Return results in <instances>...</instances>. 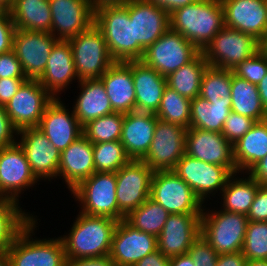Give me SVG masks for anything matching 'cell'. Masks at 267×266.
Segmentation results:
<instances>
[{"label":"cell","instance_id":"cell-1","mask_svg":"<svg viewBox=\"0 0 267 266\" xmlns=\"http://www.w3.org/2000/svg\"><path fill=\"white\" fill-rule=\"evenodd\" d=\"M118 222L109 217L87 215L79 211L70 225L69 233L60 236L66 259L109 255Z\"/></svg>","mask_w":267,"mask_h":266},{"label":"cell","instance_id":"cell-2","mask_svg":"<svg viewBox=\"0 0 267 266\" xmlns=\"http://www.w3.org/2000/svg\"><path fill=\"white\" fill-rule=\"evenodd\" d=\"M224 26L220 0H198L170 14V28L184 36L200 52Z\"/></svg>","mask_w":267,"mask_h":266},{"label":"cell","instance_id":"cell-3","mask_svg":"<svg viewBox=\"0 0 267 266\" xmlns=\"http://www.w3.org/2000/svg\"><path fill=\"white\" fill-rule=\"evenodd\" d=\"M35 215L17 234L7 255L11 266H66L61 238H36L38 219ZM35 236L34 238L32 236Z\"/></svg>","mask_w":267,"mask_h":266},{"label":"cell","instance_id":"cell-4","mask_svg":"<svg viewBox=\"0 0 267 266\" xmlns=\"http://www.w3.org/2000/svg\"><path fill=\"white\" fill-rule=\"evenodd\" d=\"M204 204L201 222L200 235L218 255L241 252L245 240V233L248 225V218L245 214H238L225 211L221 208L210 210Z\"/></svg>","mask_w":267,"mask_h":266},{"label":"cell","instance_id":"cell-5","mask_svg":"<svg viewBox=\"0 0 267 266\" xmlns=\"http://www.w3.org/2000/svg\"><path fill=\"white\" fill-rule=\"evenodd\" d=\"M94 25L103 34L115 62L134 61L133 22L129 5H106L94 11Z\"/></svg>","mask_w":267,"mask_h":266},{"label":"cell","instance_id":"cell-6","mask_svg":"<svg viewBox=\"0 0 267 266\" xmlns=\"http://www.w3.org/2000/svg\"><path fill=\"white\" fill-rule=\"evenodd\" d=\"M116 184V172H95L69 193L79 203L80 212L120 221L125 216L118 209Z\"/></svg>","mask_w":267,"mask_h":266},{"label":"cell","instance_id":"cell-7","mask_svg":"<svg viewBox=\"0 0 267 266\" xmlns=\"http://www.w3.org/2000/svg\"><path fill=\"white\" fill-rule=\"evenodd\" d=\"M262 48L263 44L254 36L224 26L202 53L209 66L233 70Z\"/></svg>","mask_w":267,"mask_h":266},{"label":"cell","instance_id":"cell-8","mask_svg":"<svg viewBox=\"0 0 267 266\" xmlns=\"http://www.w3.org/2000/svg\"><path fill=\"white\" fill-rule=\"evenodd\" d=\"M71 46L78 80L99 79L115 62L103 34L93 24L67 40Z\"/></svg>","mask_w":267,"mask_h":266},{"label":"cell","instance_id":"cell-9","mask_svg":"<svg viewBox=\"0 0 267 266\" xmlns=\"http://www.w3.org/2000/svg\"><path fill=\"white\" fill-rule=\"evenodd\" d=\"M150 198L169 214H202L203 203L172 170L154 171Z\"/></svg>","mask_w":267,"mask_h":266},{"label":"cell","instance_id":"cell-10","mask_svg":"<svg viewBox=\"0 0 267 266\" xmlns=\"http://www.w3.org/2000/svg\"><path fill=\"white\" fill-rule=\"evenodd\" d=\"M200 51L180 33L169 28L144 52L142 61L162 76L192 61Z\"/></svg>","mask_w":267,"mask_h":266},{"label":"cell","instance_id":"cell-11","mask_svg":"<svg viewBox=\"0 0 267 266\" xmlns=\"http://www.w3.org/2000/svg\"><path fill=\"white\" fill-rule=\"evenodd\" d=\"M172 171L190 186L203 204L208 203V199L213 200L211 197H215L218 191L221 194L233 175L227 167L206 163L187 154L183 155Z\"/></svg>","mask_w":267,"mask_h":266},{"label":"cell","instance_id":"cell-12","mask_svg":"<svg viewBox=\"0 0 267 266\" xmlns=\"http://www.w3.org/2000/svg\"><path fill=\"white\" fill-rule=\"evenodd\" d=\"M129 17L133 22L134 61L170 28V14L147 0H130Z\"/></svg>","mask_w":267,"mask_h":266},{"label":"cell","instance_id":"cell-13","mask_svg":"<svg viewBox=\"0 0 267 266\" xmlns=\"http://www.w3.org/2000/svg\"><path fill=\"white\" fill-rule=\"evenodd\" d=\"M187 129L157 119L154 136L142 159L153 171L173 170L185 154Z\"/></svg>","mask_w":267,"mask_h":266},{"label":"cell","instance_id":"cell-14","mask_svg":"<svg viewBox=\"0 0 267 266\" xmlns=\"http://www.w3.org/2000/svg\"><path fill=\"white\" fill-rule=\"evenodd\" d=\"M53 99L38 80L27 79L4 107L11 123L19 131L38 127L46 107Z\"/></svg>","mask_w":267,"mask_h":266},{"label":"cell","instance_id":"cell-15","mask_svg":"<svg viewBox=\"0 0 267 266\" xmlns=\"http://www.w3.org/2000/svg\"><path fill=\"white\" fill-rule=\"evenodd\" d=\"M58 41L51 33L16 28L12 50L27 79L38 80L41 77L51 50Z\"/></svg>","mask_w":267,"mask_h":266},{"label":"cell","instance_id":"cell-16","mask_svg":"<svg viewBox=\"0 0 267 266\" xmlns=\"http://www.w3.org/2000/svg\"><path fill=\"white\" fill-rule=\"evenodd\" d=\"M153 174L142 160H130L116 172L118 209L125 217L150 197Z\"/></svg>","mask_w":267,"mask_h":266},{"label":"cell","instance_id":"cell-17","mask_svg":"<svg viewBox=\"0 0 267 266\" xmlns=\"http://www.w3.org/2000/svg\"><path fill=\"white\" fill-rule=\"evenodd\" d=\"M17 143L24 150L31 172L39 182L58 179L61 153L38 127L19 130Z\"/></svg>","mask_w":267,"mask_h":266},{"label":"cell","instance_id":"cell-18","mask_svg":"<svg viewBox=\"0 0 267 266\" xmlns=\"http://www.w3.org/2000/svg\"><path fill=\"white\" fill-rule=\"evenodd\" d=\"M38 182L18 143L0 149V198L20 203L21 193Z\"/></svg>","mask_w":267,"mask_h":266},{"label":"cell","instance_id":"cell-19","mask_svg":"<svg viewBox=\"0 0 267 266\" xmlns=\"http://www.w3.org/2000/svg\"><path fill=\"white\" fill-rule=\"evenodd\" d=\"M51 34L67 41L94 24V7L89 0H49Z\"/></svg>","mask_w":267,"mask_h":266},{"label":"cell","instance_id":"cell-20","mask_svg":"<svg viewBox=\"0 0 267 266\" xmlns=\"http://www.w3.org/2000/svg\"><path fill=\"white\" fill-rule=\"evenodd\" d=\"M158 250L157 237L120 220L115 228L110 258L116 266H134L146 255Z\"/></svg>","mask_w":267,"mask_h":266},{"label":"cell","instance_id":"cell-21","mask_svg":"<svg viewBox=\"0 0 267 266\" xmlns=\"http://www.w3.org/2000/svg\"><path fill=\"white\" fill-rule=\"evenodd\" d=\"M185 154L238 173L233 158V145L219 132L189 128L186 133Z\"/></svg>","mask_w":267,"mask_h":266},{"label":"cell","instance_id":"cell-22","mask_svg":"<svg viewBox=\"0 0 267 266\" xmlns=\"http://www.w3.org/2000/svg\"><path fill=\"white\" fill-rule=\"evenodd\" d=\"M69 110L61 97L54 98L46 107L38 126L60 153L83 135V126L73 109Z\"/></svg>","mask_w":267,"mask_h":266},{"label":"cell","instance_id":"cell-23","mask_svg":"<svg viewBox=\"0 0 267 266\" xmlns=\"http://www.w3.org/2000/svg\"><path fill=\"white\" fill-rule=\"evenodd\" d=\"M224 25L254 36L262 44L267 39L265 0H220Z\"/></svg>","mask_w":267,"mask_h":266},{"label":"cell","instance_id":"cell-24","mask_svg":"<svg viewBox=\"0 0 267 266\" xmlns=\"http://www.w3.org/2000/svg\"><path fill=\"white\" fill-rule=\"evenodd\" d=\"M202 214H170L157 237L158 250L167 257L186 254L200 235Z\"/></svg>","mask_w":267,"mask_h":266},{"label":"cell","instance_id":"cell-25","mask_svg":"<svg viewBox=\"0 0 267 266\" xmlns=\"http://www.w3.org/2000/svg\"><path fill=\"white\" fill-rule=\"evenodd\" d=\"M73 80L79 82L71 46L68 41L59 40L52 48L45 71L38 81L54 98H60Z\"/></svg>","mask_w":267,"mask_h":266},{"label":"cell","instance_id":"cell-26","mask_svg":"<svg viewBox=\"0 0 267 266\" xmlns=\"http://www.w3.org/2000/svg\"><path fill=\"white\" fill-rule=\"evenodd\" d=\"M95 173L93 144L80 136L61 152L58 167V178L63 179L69 191L82 180Z\"/></svg>","mask_w":267,"mask_h":266},{"label":"cell","instance_id":"cell-27","mask_svg":"<svg viewBox=\"0 0 267 266\" xmlns=\"http://www.w3.org/2000/svg\"><path fill=\"white\" fill-rule=\"evenodd\" d=\"M100 79L114 112L128 114L136 111L132 61L114 62Z\"/></svg>","mask_w":267,"mask_h":266},{"label":"cell","instance_id":"cell-28","mask_svg":"<svg viewBox=\"0 0 267 266\" xmlns=\"http://www.w3.org/2000/svg\"><path fill=\"white\" fill-rule=\"evenodd\" d=\"M157 116L154 113L132 111L124 114L120 142L131 160H142L151 145Z\"/></svg>","mask_w":267,"mask_h":266},{"label":"cell","instance_id":"cell-29","mask_svg":"<svg viewBox=\"0 0 267 266\" xmlns=\"http://www.w3.org/2000/svg\"><path fill=\"white\" fill-rule=\"evenodd\" d=\"M132 75L136 95V111L156 114L167 86L166 77L147 66L142 60L132 61Z\"/></svg>","mask_w":267,"mask_h":266},{"label":"cell","instance_id":"cell-30","mask_svg":"<svg viewBox=\"0 0 267 266\" xmlns=\"http://www.w3.org/2000/svg\"><path fill=\"white\" fill-rule=\"evenodd\" d=\"M77 88H80V92L76 100L74 99L72 109L82 126L91 120L114 113L100 78L81 80Z\"/></svg>","mask_w":267,"mask_h":266},{"label":"cell","instance_id":"cell-31","mask_svg":"<svg viewBox=\"0 0 267 266\" xmlns=\"http://www.w3.org/2000/svg\"><path fill=\"white\" fill-rule=\"evenodd\" d=\"M267 155V119L256 122L235 144L233 158L238 173H247Z\"/></svg>","mask_w":267,"mask_h":266},{"label":"cell","instance_id":"cell-32","mask_svg":"<svg viewBox=\"0 0 267 266\" xmlns=\"http://www.w3.org/2000/svg\"><path fill=\"white\" fill-rule=\"evenodd\" d=\"M7 8L17 29L51 33L49 0H13Z\"/></svg>","mask_w":267,"mask_h":266},{"label":"cell","instance_id":"cell-33","mask_svg":"<svg viewBox=\"0 0 267 266\" xmlns=\"http://www.w3.org/2000/svg\"><path fill=\"white\" fill-rule=\"evenodd\" d=\"M238 174H233L221 191V195H216L222 198L220 199V204L223 203L221 209L247 215L256 196L259 183L248 173H240L241 178Z\"/></svg>","mask_w":267,"mask_h":266},{"label":"cell","instance_id":"cell-34","mask_svg":"<svg viewBox=\"0 0 267 266\" xmlns=\"http://www.w3.org/2000/svg\"><path fill=\"white\" fill-rule=\"evenodd\" d=\"M231 111L250 117L256 122L267 119L258 87L234 74L232 70Z\"/></svg>","mask_w":267,"mask_h":266},{"label":"cell","instance_id":"cell-35","mask_svg":"<svg viewBox=\"0 0 267 266\" xmlns=\"http://www.w3.org/2000/svg\"><path fill=\"white\" fill-rule=\"evenodd\" d=\"M230 112L231 103L212 104L198 95L190 104V128L221 133Z\"/></svg>","mask_w":267,"mask_h":266},{"label":"cell","instance_id":"cell-36","mask_svg":"<svg viewBox=\"0 0 267 266\" xmlns=\"http://www.w3.org/2000/svg\"><path fill=\"white\" fill-rule=\"evenodd\" d=\"M208 66L204 54L200 52L192 61L166 77L167 86L193 100L200 93L201 79Z\"/></svg>","mask_w":267,"mask_h":266},{"label":"cell","instance_id":"cell-37","mask_svg":"<svg viewBox=\"0 0 267 266\" xmlns=\"http://www.w3.org/2000/svg\"><path fill=\"white\" fill-rule=\"evenodd\" d=\"M21 204L0 198V252H6L17 234L34 217ZM31 213V214H30Z\"/></svg>","mask_w":267,"mask_h":266},{"label":"cell","instance_id":"cell-38","mask_svg":"<svg viewBox=\"0 0 267 266\" xmlns=\"http://www.w3.org/2000/svg\"><path fill=\"white\" fill-rule=\"evenodd\" d=\"M169 215L160 204L149 197L124 220L135 229L158 237Z\"/></svg>","mask_w":267,"mask_h":266},{"label":"cell","instance_id":"cell-39","mask_svg":"<svg viewBox=\"0 0 267 266\" xmlns=\"http://www.w3.org/2000/svg\"><path fill=\"white\" fill-rule=\"evenodd\" d=\"M232 70L208 66L201 79L199 96L212 104L231 103Z\"/></svg>","mask_w":267,"mask_h":266},{"label":"cell","instance_id":"cell-40","mask_svg":"<svg viewBox=\"0 0 267 266\" xmlns=\"http://www.w3.org/2000/svg\"><path fill=\"white\" fill-rule=\"evenodd\" d=\"M190 104V99L183 97L174 89L166 86L155 115L159 120L167 123H175L189 129Z\"/></svg>","mask_w":267,"mask_h":266},{"label":"cell","instance_id":"cell-41","mask_svg":"<svg viewBox=\"0 0 267 266\" xmlns=\"http://www.w3.org/2000/svg\"><path fill=\"white\" fill-rule=\"evenodd\" d=\"M124 114L112 113L83 125V135L92 143L120 141Z\"/></svg>","mask_w":267,"mask_h":266},{"label":"cell","instance_id":"cell-42","mask_svg":"<svg viewBox=\"0 0 267 266\" xmlns=\"http://www.w3.org/2000/svg\"><path fill=\"white\" fill-rule=\"evenodd\" d=\"M95 172H117L131 159L120 141L93 144Z\"/></svg>","mask_w":267,"mask_h":266},{"label":"cell","instance_id":"cell-43","mask_svg":"<svg viewBox=\"0 0 267 266\" xmlns=\"http://www.w3.org/2000/svg\"><path fill=\"white\" fill-rule=\"evenodd\" d=\"M242 254L247 260H267V221H249Z\"/></svg>","mask_w":267,"mask_h":266},{"label":"cell","instance_id":"cell-44","mask_svg":"<svg viewBox=\"0 0 267 266\" xmlns=\"http://www.w3.org/2000/svg\"><path fill=\"white\" fill-rule=\"evenodd\" d=\"M233 72L238 77L258 85L267 73V52L262 48L240 63Z\"/></svg>","mask_w":267,"mask_h":266},{"label":"cell","instance_id":"cell-45","mask_svg":"<svg viewBox=\"0 0 267 266\" xmlns=\"http://www.w3.org/2000/svg\"><path fill=\"white\" fill-rule=\"evenodd\" d=\"M255 123L256 121L254 119L231 111L224 123L221 133L233 145L242 138Z\"/></svg>","mask_w":267,"mask_h":266},{"label":"cell","instance_id":"cell-46","mask_svg":"<svg viewBox=\"0 0 267 266\" xmlns=\"http://www.w3.org/2000/svg\"><path fill=\"white\" fill-rule=\"evenodd\" d=\"M195 266H215L218 253L201 235L192 243L188 252Z\"/></svg>","mask_w":267,"mask_h":266},{"label":"cell","instance_id":"cell-47","mask_svg":"<svg viewBox=\"0 0 267 266\" xmlns=\"http://www.w3.org/2000/svg\"><path fill=\"white\" fill-rule=\"evenodd\" d=\"M16 27L7 7L0 8V54L12 50Z\"/></svg>","mask_w":267,"mask_h":266},{"label":"cell","instance_id":"cell-48","mask_svg":"<svg viewBox=\"0 0 267 266\" xmlns=\"http://www.w3.org/2000/svg\"><path fill=\"white\" fill-rule=\"evenodd\" d=\"M246 216L249 221H267V185L259 184L254 201Z\"/></svg>","mask_w":267,"mask_h":266},{"label":"cell","instance_id":"cell-49","mask_svg":"<svg viewBox=\"0 0 267 266\" xmlns=\"http://www.w3.org/2000/svg\"><path fill=\"white\" fill-rule=\"evenodd\" d=\"M0 78H26L13 50L0 54Z\"/></svg>","mask_w":267,"mask_h":266},{"label":"cell","instance_id":"cell-50","mask_svg":"<svg viewBox=\"0 0 267 266\" xmlns=\"http://www.w3.org/2000/svg\"><path fill=\"white\" fill-rule=\"evenodd\" d=\"M18 130L13 126L4 106L0 105V149L17 143Z\"/></svg>","mask_w":267,"mask_h":266},{"label":"cell","instance_id":"cell-51","mask_svg":"<svg viewBox=\"0 0 267 266\" xmlns=\"http://www.w3.org/2000/svg\"><path fill=\"white\" fill-rule=\"evenodd\" d=\"M27 78H0V105L5 106Z\"/></svg>","mask_w":267,"mask_h":266},{"label":"cell","instance_id":"cell-52","mask_svg":"<svg viewBox=\"0 0 267 266\" xmlns=\"http://www.w3.org/2000/svg\"><path fill=\"white\" fill-rule=\"evenodd\" d=\"M66 266H116L109 255L101 257L66 259Z\"/></svg>","mask_w":267,"mask_h":266},{"label":"cell","instance_id":"cell-53","mask_svg":"<svg viewBox=\"0 0 267 266\" xmlns=\"http://www.w3.org/2000/svg\"><path fill=\"white\" fill-rule=\"evenodd\" d=\"M246 257L242 252L227 253L217 256L215 266H245Z\"/></svg>","mask_w":267,"mask_h":266},{"label":"cell","instance_id":"cell-54","mask_svg":"<svg viewBox=\"0 0 267 266\" xmlns=\"http://www.w3.org/2000/svg\"><path fill=\"white\" fill-rule=\"evenodd\" d=\"M170 258L165 256L159 250L146 255L134 266H169Z\"/></svg>","mask_w":267,"mask_h":266},{"label":"cell","instance_id":"cell-55","mask_svg":"<svg viewBox=\"0 0 267 266\" xmlns=\"http://www.w3.org/2000/svg\"><path fill=\"white\" fill-rule=\"evenodd\" d=\"M150 3H153L157 7L163 8L166 12L171 14L175 10L192 4L198 0H147Z\"/></svg>","mask_w":267,"mask_h":266},{"label":"cell","instance_id":"cell-56","mask_svg":"<svg viewBox=\"0 0 267 266\" xmlns=\"http://www.w3.org/2000/svg\"><path fill=\"white\" fill-rule=\"evenodd\" d=\"M247 173L259 184L267 185V155L255 164Z\"/></svg>","mask_w":267,"mask_h":266},{"label":"cell","instance_id":"cell-57","mask_svg":"<svg viewBox=\"0 0 267 266\" xmlns=\"http://www.w3.org/2000/svg\"><path fill=\"white\" fill-rule=\"evenodd\" d=\"M169 266H195L188 253L170 257Z\"/></svg>","mask_w":267,"mask_h":266},{"label":"cell","instance_id":"cell-58","mask_svg":"<svg viewBox=\"0 0 267 266\" xmlns=\"http://www.w3.org/2000/svg\"><path fill=\"white\" fill-rule=\"evenodd\" d=\"M257 87L262 104L267 111V73L264 76V78L260 81V83L257 85Z\"/></svg>","mask_w":267,"mask_h":266},{"label":"cell","instance_id":"cell-59","mask_svg":"<svg viewBox=\"0 0 267 266\" xmlns=\"http://www.w3.org/2000/svg\"><path fill=\"white\" fill-rule=\"evenodd\" d=\"M94 9L106 6V5H125L130 0H89Z\"/></svg>","mask_w":267,"mask_h":266},{"label":"cell","instance_id":"cell-60","mask_svg":"<svg viewBox=\"0 0 267 266\" xmlns=\"http://www.w3.org/2000/svg\"><path fill=\"white\" fill-rule=\"evenodd\" d=\"M245 266H267V260H247Z\"/></svg>","mask_w":267,"mask_h":266},{"label":"cell","instance_id":"cell-61","mask_svg":"<svg viewBox=\"0 0 267 266\" xmlns=\"http://www.w3.org/2000/svg\"><path fill=\"white\" fill-rule=\"evenodd\" d=\"M0 266H11L7 252H0Z\"/></svg>","mask_w":267,"mask_h":266},{"label":"cell","instance_id":"cell-62","mask_svg":"<svg viewBox=\"0 0 267 266\" xmlns=\"http://www.w3.org/2000/svg\"><path fill=\"white\" fill-rule=\"evenodd\" d=\"M13 0H0V5L2 7H8V5L12 2Z\"/></svg>","mask_w":267,"mask_h":266},{"label":"cell","instance_id":"cell-63","mask_svg":"<svg viewBox=\"0 0 267 266\" xmlns=\"http://www.w3.org/2000/svg\"><path fill=\"white\" fill-rule=\"evenodd\" d=\"M263 49L267 52V39H266V41L263 43Z\"/></svg>","mask_w":267,"mask_h":266}]
</instances>
